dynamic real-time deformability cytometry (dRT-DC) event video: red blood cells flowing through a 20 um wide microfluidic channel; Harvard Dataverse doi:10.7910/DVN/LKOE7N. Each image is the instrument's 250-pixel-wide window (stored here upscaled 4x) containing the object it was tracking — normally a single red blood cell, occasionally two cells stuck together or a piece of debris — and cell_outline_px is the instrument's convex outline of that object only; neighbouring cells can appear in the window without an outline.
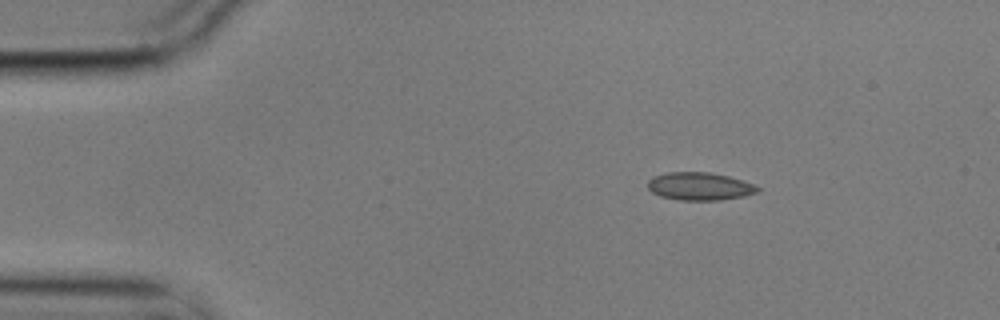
{"species": "common noctule bat (a hibernating species)", "species_latin": "Nyctalus noctula", "temperature_condition": "cold", "stored_images_in_passage": 2, "camera_frame_rate_fps": 3000, "um_per_image_px": 0.085, "animal": {"sex": "male", "body_mass_g": 17.9}, "frame": {"image": 1, "passage_image": 1, "time_ms": 0.0, "image_size_px": [1000, 320], "cell_outline_px": [[760, 192], [744, 196], [720, 200], [680, 200], [660, 196], [652, 192], [648, 188], [648, 180], [652, 176], [668, 172], [708, 172], [728, 176], [752, 184], [760, 188]], "centroid_in_image_um": [59.45, 15.84], "position_along_channel_um": 25.5, "area_um2": 17.8}}
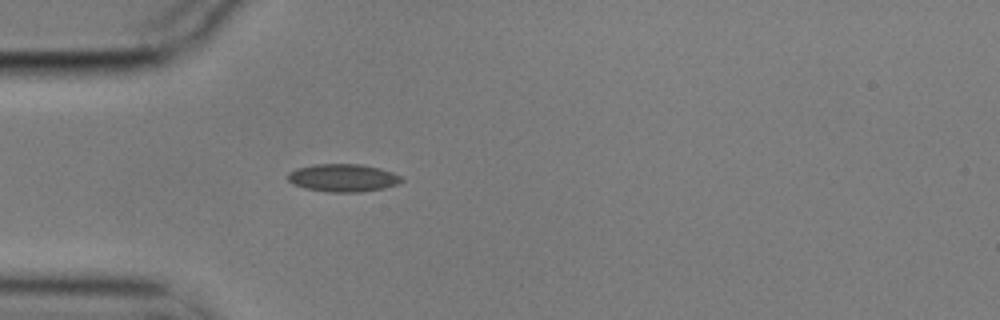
{"frame": {"image": 2, "passage_image": 2, "time_ms": 0.333, "image_size_px": [1000, 320], "cell_outline_px": [[404, 180], [396, 184], [384, 188], [360, 192], [332, 192], [304, 188], [292, 184], [288, 180], [288, 172], [296, 168], [316, 164], [360, 164], [380, 168], [392, 172], [400, 176]], "centroid_in_image_um": [29.13, 15.11], "position_along_channel_um": 55.9, "area_um2": 18.38}}